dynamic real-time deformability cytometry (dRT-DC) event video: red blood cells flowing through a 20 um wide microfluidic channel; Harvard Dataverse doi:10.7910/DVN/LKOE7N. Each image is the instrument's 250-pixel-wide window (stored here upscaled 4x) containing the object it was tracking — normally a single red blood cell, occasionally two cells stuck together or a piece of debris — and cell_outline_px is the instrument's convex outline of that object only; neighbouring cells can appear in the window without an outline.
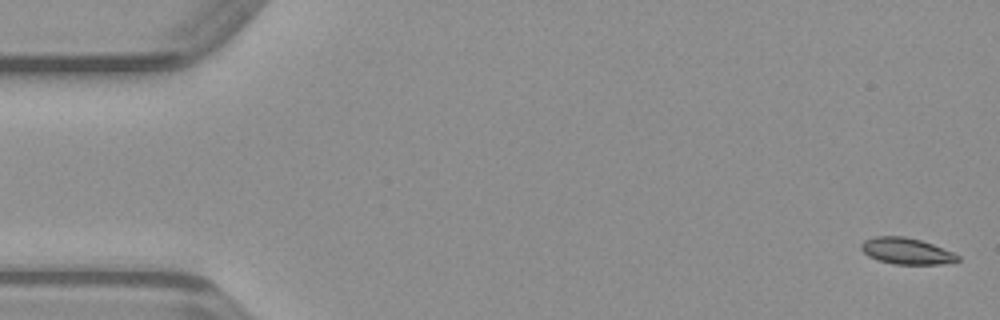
{"species": "common noctule bat (a hibernating species)", "species_latin": "Nyctalus noctula", "temperature_condition": "warm", "stored_images_in_passage": 49, "camera_frame_rate_fps": 3000, "um_per_image_px": 0.085, "animal": {"sex": "male", "body_mass_g": 23.1, "forearm_length_mm": 52.7}, "frame": {"image": 1, "passage_image": 1, "time_ms": 0.0, "image_size_px": [1000, 320], "cell_outline_px": [[960, 260], [940, 264], [892, 264], [868, 256], [860, 248], [860, 244], [864, 240], [876, 236], [904, 236], [920, 240], [932, 244], [952, 252], [960, 256]], "centroid_in_image_um": [77.02, 21.33], "position_along_channel_um": 8.0, "area_um2": 14.68}}
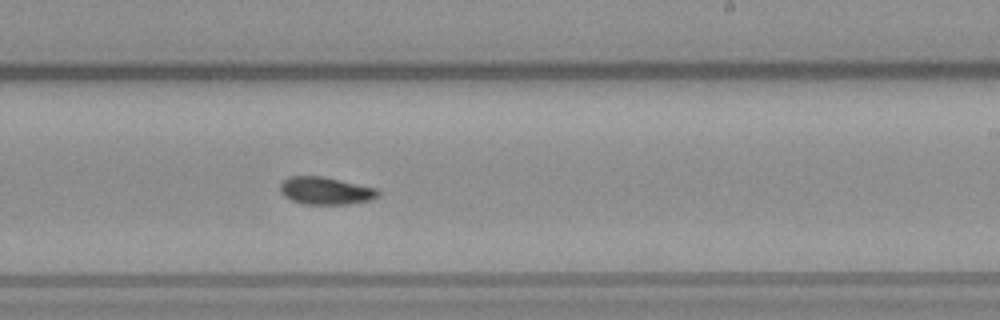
{"frame": {"image": 2, "passage_image": 29, "time_ms": 9.333, "image_size_px": [1000, 320], "cell_outline_px": [[380, 196], [368, 200], [352, 204], [304, 204], [292, 200], [284, 196], [280, 192], [280, 184], [288, 176], [324, 176], [376, 188], [380, 192]], "centroid_in_image_um": [27.68, 16.21], "position_along_channel_um": 261.3, "area_um2": 15.78}}
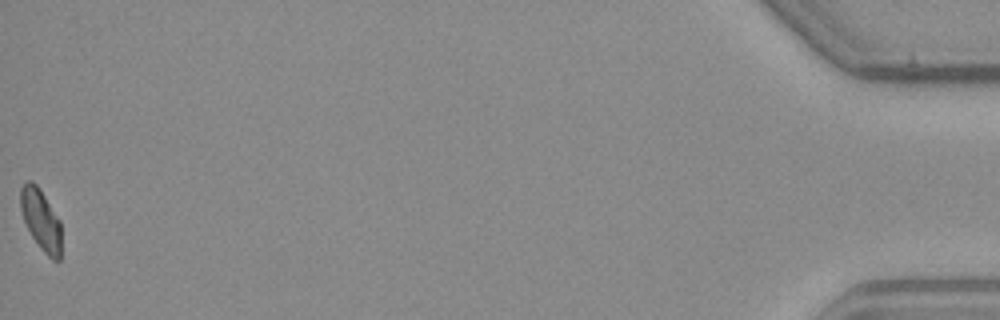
{"frame": {"image": 3, "passage_image": 49, "time_ms": 16.0, "image_size_px": [1000, 320], "cell_outline_px": [[60, 260], [52, 260], [40, 248], [32, 236], [24, 220], [20, 208], [20, 188], [24, 180], [32, 180], [40, 188], [60, 220]], "centroid_in_image_um": [3.46, 18.62], "position_along_channel_um": 431.7, "area_um2": 14.57}}